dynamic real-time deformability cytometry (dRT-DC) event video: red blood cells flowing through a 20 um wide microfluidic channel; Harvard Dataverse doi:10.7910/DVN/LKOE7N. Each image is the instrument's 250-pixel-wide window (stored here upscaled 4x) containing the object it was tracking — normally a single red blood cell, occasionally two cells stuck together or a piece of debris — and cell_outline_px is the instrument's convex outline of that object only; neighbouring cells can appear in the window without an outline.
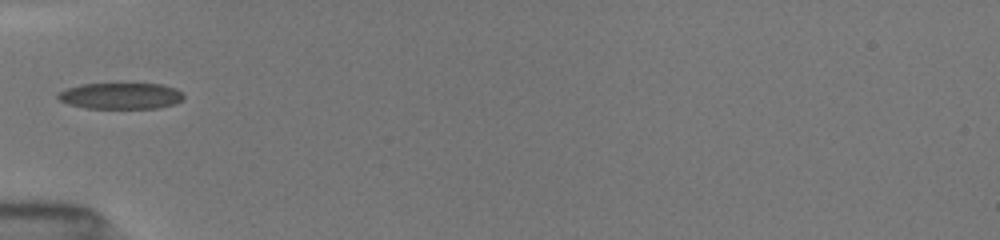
{"species": "common noctule bat (a hibernating species)", "species_latin": "Nyctalus noctula", "temperature_condition": "room temperature", "stored_images_in_passage": 6, "camera_frame_rate_fps": 3000, "um_per_image_px": 0.085, "animal": {"sex": "female", "body_mass_g": 19.5, "forearm_length_mm": 54.1}, "frame": {"image": 1, "passage_image": 6, "time_ms": 5.667, "image_size_px": [1000, 240], "cell_outline_px": [[184, 96], [180, 100], [172, 104], [156, 108], [88, 108], [68, 104], [60, 100], [56, 96], [60, 92], [68, 88], [80, 84], [160, 84], [176, 88]], "centroid_in_image_um": [10.24, 8.15], "position_along_channel_um": 74.8, "area_um2": 18.9}}